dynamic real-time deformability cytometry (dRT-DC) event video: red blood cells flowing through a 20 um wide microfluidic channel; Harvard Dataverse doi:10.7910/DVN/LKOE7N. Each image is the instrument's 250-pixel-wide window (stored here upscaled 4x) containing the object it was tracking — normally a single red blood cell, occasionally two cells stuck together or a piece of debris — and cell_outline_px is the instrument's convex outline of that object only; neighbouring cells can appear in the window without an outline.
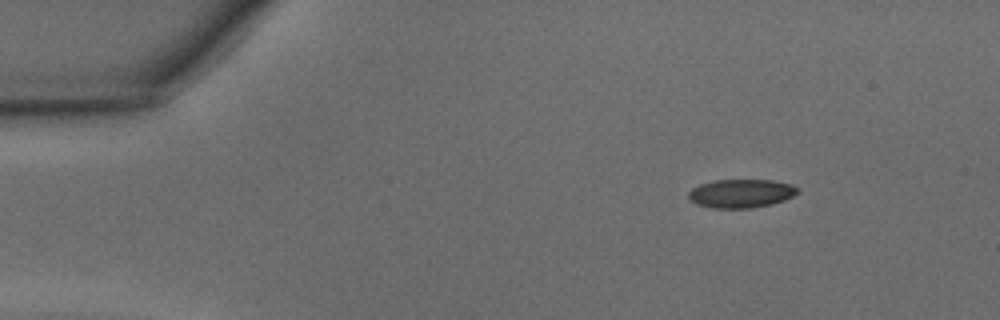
{"species": "common noctule bat (a hibernating species)", "species_latin": "Nyctalus noctula", "temperature_condition": "warm", "stored_images_in_passage": 41, "camera_frame_rate_fps": 3000, "um_per_image_px": 0.085, "animal": {"sex": "male", "body_mass_g": 15.6}, "frame": {"image": 1, "passage_image": 1, "time_ms": 0.0, "image_size_px": [1000, 320], "cell_outline_px": [[800, 192], [784, 200], [772, 204], [752, 208], [712, 208], [696, 204], [688, 196], [688, 192], [692, 188], [700, 184], [712, 180], [772, 180], [792, 184], [800, 188]], "centroid_in_image_um": [63.01, 16.44], "position_along_channel_um": 22.0, "area_um2": 18.32}}
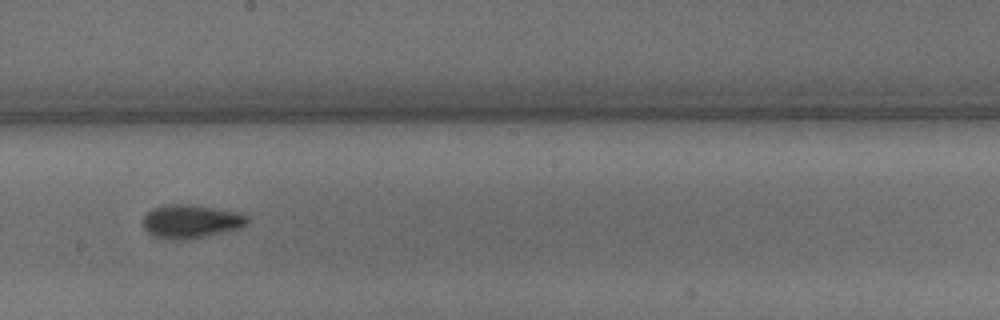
{"frame": {"image": 2, "passage_image": 21, "time_ms": 6.667, "image_size_px": [1000, 320], "cell_outline_px": [[248, 220], [240, 228], [184, 240], [172, 240], [152, 236], [144, 228], [144, 216], [152, 208], [168, 204], [188, 204], [236, 212], [248, 216]], "centroid_in_image_um": [16.17, 18.82], "position_along_channel_um": 232.0, "area_um2": 20.0}}
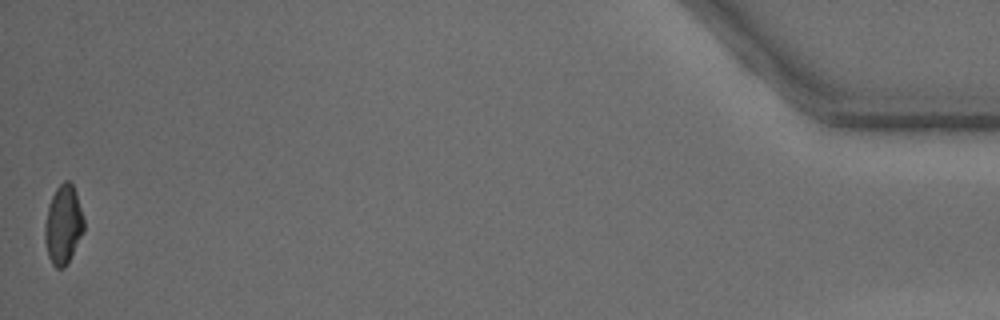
{"frame": {"image": 3, "passage_image": 41, "time_ms": 13.333, "image_size_px": [1000, 320], "cell_outline_px": [[84, 232], [64, 268], [56, 268], [52, 264], [48, 256], [44, 240], [44, 228], [48, 208], [52, 196], [56, 188], [64, 180], [68, 180], [72, 184], [76, 192], [84, 220]], "centroid_in_image_um": [5.37, 19.1], "position_along_channel_um": 429.8, "area_um2": 17.86}, "authors_computed_cell_mechanics": {"area_um2": 18.8428, "velocity_mm_per_s": 4.3537, "shape_relaxation_time_tau1_ms": 4.864, "shape_relaxation_time_tau2_ms": 1.7976, "deformation_change_tau1": 0.1414, "deformation_change_tau2": 0.073}}